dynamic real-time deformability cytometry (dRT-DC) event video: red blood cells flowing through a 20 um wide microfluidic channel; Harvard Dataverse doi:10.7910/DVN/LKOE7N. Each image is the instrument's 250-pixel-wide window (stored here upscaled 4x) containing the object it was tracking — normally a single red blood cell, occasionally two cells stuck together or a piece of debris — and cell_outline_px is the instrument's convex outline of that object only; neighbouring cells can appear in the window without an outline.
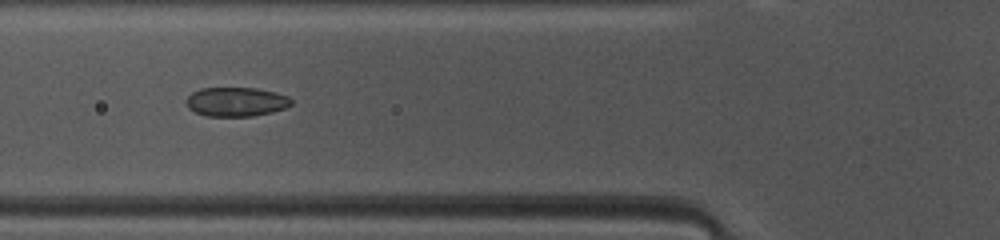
{"species": "common noctule bat (a hibernating species)", "species_latin": "Nyctalus noctula", "temperature_condition": "warm", "stored_images_in_passage": 36, "camera_frame_rate_fps": 3000, "um_per_image_px": 0.085, "animal": {"sex": "female", "body_mass_g": 10.0, "forearm_length_mm": 53.1}, "frame": {"image": 1, "passage_image": 8, "time_ms": 2.333, "image_size_px": [1000, 240], "cell_outline_px": [[292, 104], [284, 108], [272, 112], [252, 116], [208, 116], [196, 112], [188, 108], [184, 100], [192, 92], [200, 88], [256, 88], [288, 96], [292, 100]], "centroid_in_image_um": [20.04, 8.65], "position_along_channel_um": 105.8, "area_um2": 17.8}}
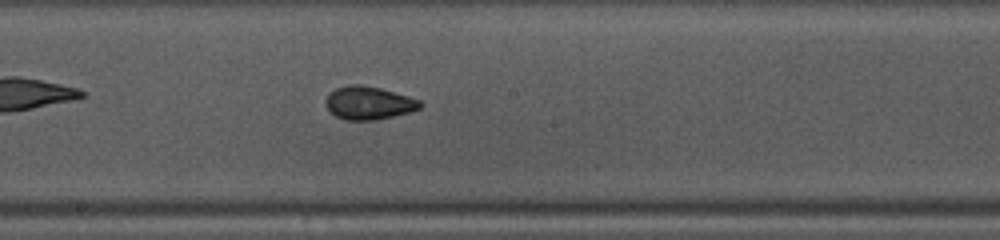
{"frame": {"image": 2, "passage_image": 16, "time_ms": 5.0, "image_size_px": [1000, 240], "cell_outline_px": [[424, 104], [420, 108], [408, 112], [376, 120], [344, 120], [336, 116], [328, 108], [324, 100], [336, 88], [348, 84], [360, 84], [380, 88], [408, 96], [420, 100]], "centroid_in_image_um": [31.34, 8.74], "position_along_channel_um": 216.9, "area_um2": 18.09}}
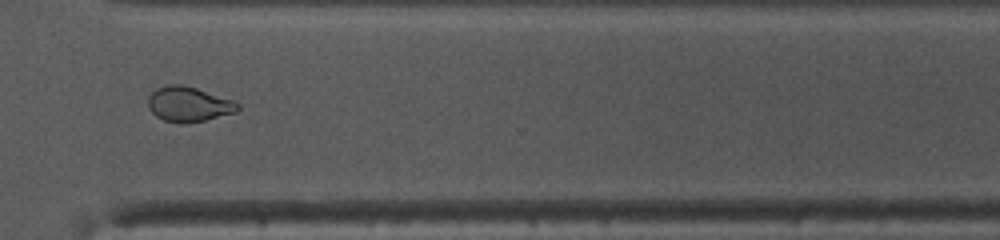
{"frame": {"image": 3, "passage_image": 26, "time_ms": 8.333, "image_size_px": [1000, 240], "cell_outline_px": [[240, 108], [236, 112], [204, 120], [180, 124], [164, 120], [156, 116], [148, 108], [148, 96], [156, 88], [168, 84], [184, 84], [232, 100], [240, 104]], "centroid_in_image_um": [16.01, 8.85], "position_along_channel_um": 354.6, "area_um2": 18.26}, "authors_computed_cell_mechanics": {"area_um2": 18.2648, "velocity_mm_per_s": 4.1511, "shape_relaxation_time_tau1_ms": 4.9969, "shape_relaxation_time_tau2_ms": 1.1053, "deformation_change_tau1": 0.1313, "deformation_change_tau2": 0.046}}